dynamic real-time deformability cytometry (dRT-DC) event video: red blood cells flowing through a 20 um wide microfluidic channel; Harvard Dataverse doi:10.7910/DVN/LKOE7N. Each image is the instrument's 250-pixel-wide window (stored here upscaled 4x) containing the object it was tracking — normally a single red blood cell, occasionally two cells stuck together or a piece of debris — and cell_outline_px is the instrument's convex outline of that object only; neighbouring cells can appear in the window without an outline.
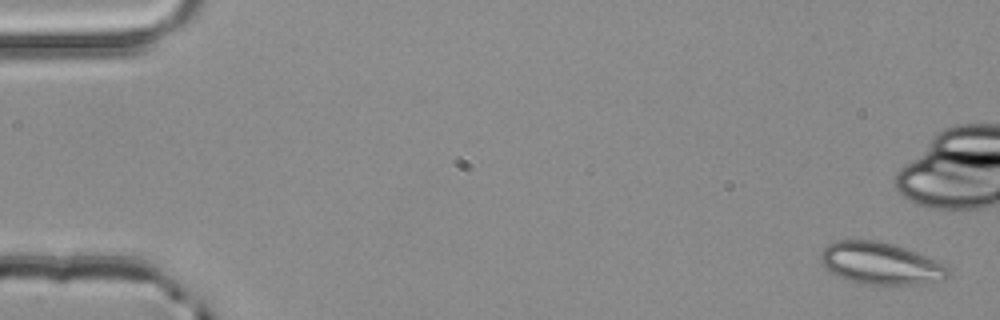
{"species": "common noctule bat (a hibernating species)", "species_latin": "Nyctalus noctula", "temperature_condition": "room temperature", "stored_images_in_passage": 5, "camera_frame_rate_fps": 3000, "um_per_image_px": 0.085, "animal": {"sex": "male", "body_mass_g": 20.4}, "frame": {"image": 1, "passage_image": 1, "time_ms": 0.0, "image_size_px": [1000, 320], "cell_outline_px": [[952, 276], [944, 280], [924, 284], [860, 284], [844, 280], [836, 276], [824, 268], [820, 260], [820, 252], [828, 244], [836, 240], [876, 240], [892, 244], [916, 252], [936, 260], [944, 264], [952, 272]], "centroid_in_image_um": [74.85, 22.41], "position_along_channel_um": 10.2, "area_um2": 31.73}}